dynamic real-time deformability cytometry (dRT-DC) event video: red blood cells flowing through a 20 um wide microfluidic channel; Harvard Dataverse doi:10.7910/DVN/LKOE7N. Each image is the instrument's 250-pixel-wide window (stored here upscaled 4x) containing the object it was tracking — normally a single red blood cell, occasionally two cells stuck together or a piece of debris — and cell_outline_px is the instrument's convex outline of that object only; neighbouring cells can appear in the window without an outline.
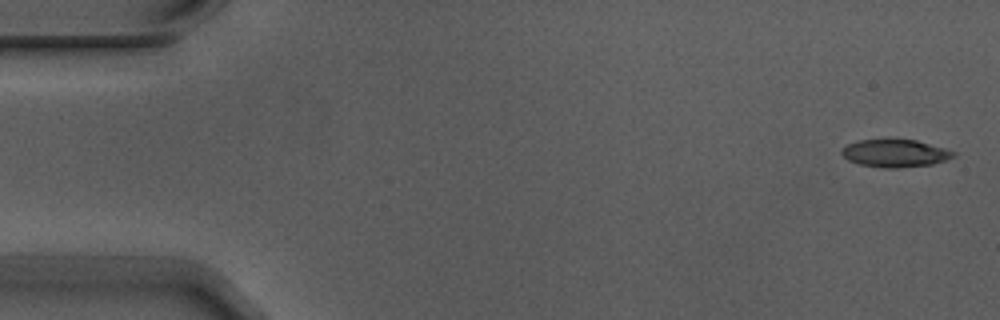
{"species": "Egyptian fruit bat (a non-hibernating species)", "species_latin": "Rousettus aegyptiacus", "temperature_condition": "warm", "stored_images_in_passage": 5, "camera_frame_rate_fps": 3000, "um_per_image_px": 0.085, "animal": {"sex": "male"}, "frame": {"image": 1, "passage_image": 1, "time_ms": 0.0, "image_size_px": [1000, 320], "cell_outline_px": [[956, 156], [932, 164], [900, 168], [884, 168], [860, 164], [848, 160], [840, 152], [840, 148], [848, 144], [860, 140], [916, 140], [944, 148], [956, 152]], "centroid_in_image_um": [76.07, 13.03], "position_along_channel_um": 8.9, "area_um2": 17.86}}
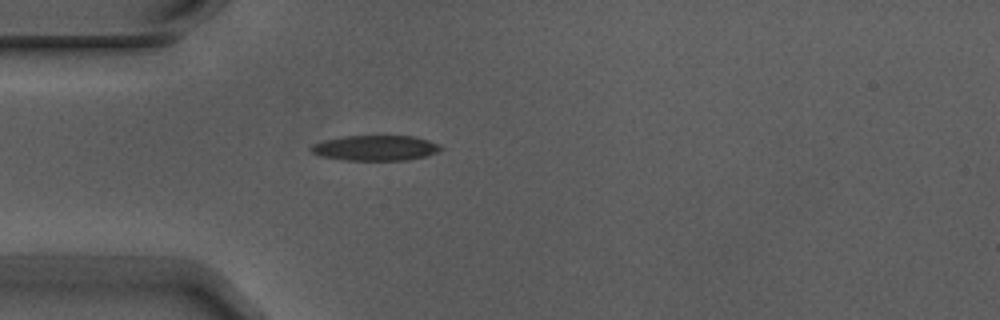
{"frame": {"image": 2, "passage_image": 5, "time_ms": 1.333, "image_size_px": [1000, 320], "cell_outline_px": [[444, 148], [436, 152], [424, 156], [408, 160], [344, 160], [320, 156], [312, 152], [308, 148], [312, 144], [324, 140], [344, 136], [412, 136], [428, 140], [440, 144]], "centroid_in_image_um": [31.89, 12.58], "position_along_channel_um": 53.1, "area_um2": 19.13}}